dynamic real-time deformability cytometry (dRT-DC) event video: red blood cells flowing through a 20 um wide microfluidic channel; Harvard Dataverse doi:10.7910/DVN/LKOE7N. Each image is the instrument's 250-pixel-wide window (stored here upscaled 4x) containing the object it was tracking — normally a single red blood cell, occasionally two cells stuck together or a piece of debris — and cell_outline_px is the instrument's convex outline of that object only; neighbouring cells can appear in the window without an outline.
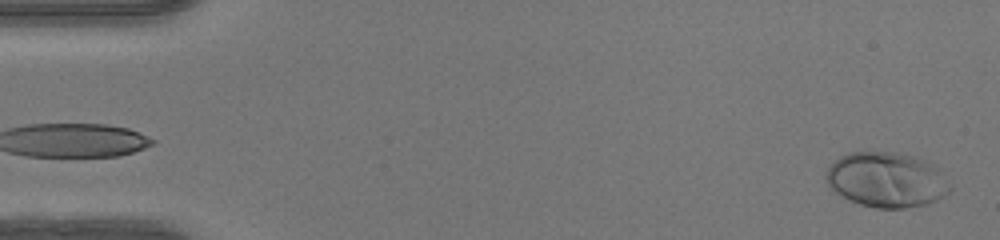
{"species": "human", "species_latin": "Homo sapiens", "temperature_condition": "warm", "stored_images_in_passage": 49, "camera_frame_rate_fps": 3000, "um_per_image_px": 0.085, "donor": {"sex": "female"}, "frame": {"image": 1, "passage_image": 1, "time_ms": 0.0, "image_size_px": [1000, 240], "cell_outline_px": [[952, 188], [944, 196], [936, 200], [924, 204], [904, 208], [876, 208], [860, 204], [836, 192], [828, 184], [824, 176], [828, 168], [840, 156], [852, 152], [896, 152], [912, 156], [924, 160], [940, 168]], "centroid_in_image_um": [75.38, 15.27], "position_along_channel_um": 9.6, "area_um2": 39.54}}
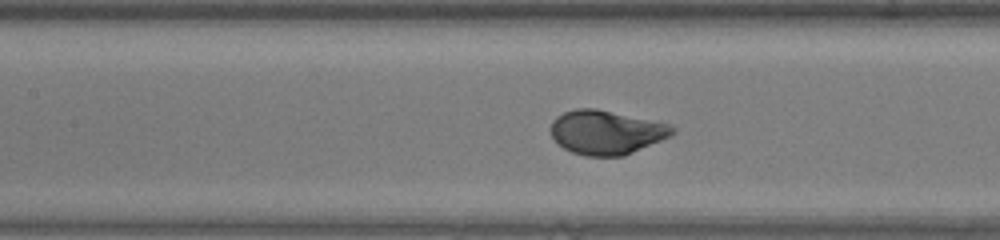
{"frame": {"image": 2, "passage_image": 22, "time_ms": 7.0, "image_size_px": [1000, 240], "cell_outline_px": [[676, 132], [672, 136], [624, 156], [584, 156], [572, 152], [556, 144], [552, 136], [552, 120], [556, 116], [564, 112], [576, 108], [596, 108], [668, 124], [676, 128]], "centroid_in_image_um": [51.53, 11.25], "position_along_channel_um": 155.9, "area_um2": 31.33}}
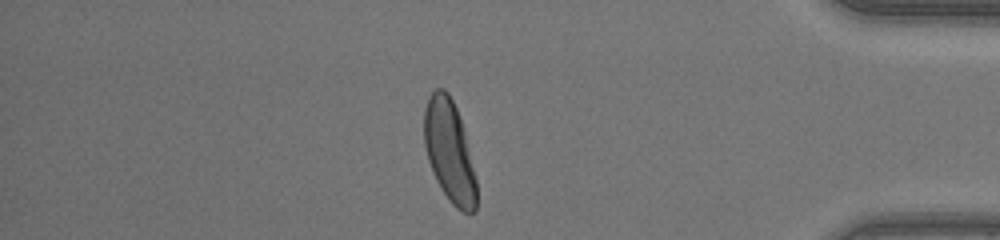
{"frame": {"image": 3, "passage_image": 42, "time_ms": 13.667, "image_size_px": [1000, 240], "cell_outline_px": [[476, 212], [460, 212], [448, 200], [436, 180], [432, 172], [428, 160], [424, 144], [424, 108], [428, 96], [436, 88], [444, 88], [448, 92], [456, 108], [464, 132], [476, 180]], "centroid_in_image_um": [38.17, 12.86], "position_along_channel_um": 397.0, "area_um2": 30.92}, "authors_computed_cell_mechanics": {"area_um2": 31.501, "velocity_mm_per_s": 4.1489, "shape_relaxation_time_tau1_ms": 1.8392, "shape_relaxation_time_tau2_ms": null, "deformation_change_tau1": 0.1641, "deformation_change_tau2": null}}